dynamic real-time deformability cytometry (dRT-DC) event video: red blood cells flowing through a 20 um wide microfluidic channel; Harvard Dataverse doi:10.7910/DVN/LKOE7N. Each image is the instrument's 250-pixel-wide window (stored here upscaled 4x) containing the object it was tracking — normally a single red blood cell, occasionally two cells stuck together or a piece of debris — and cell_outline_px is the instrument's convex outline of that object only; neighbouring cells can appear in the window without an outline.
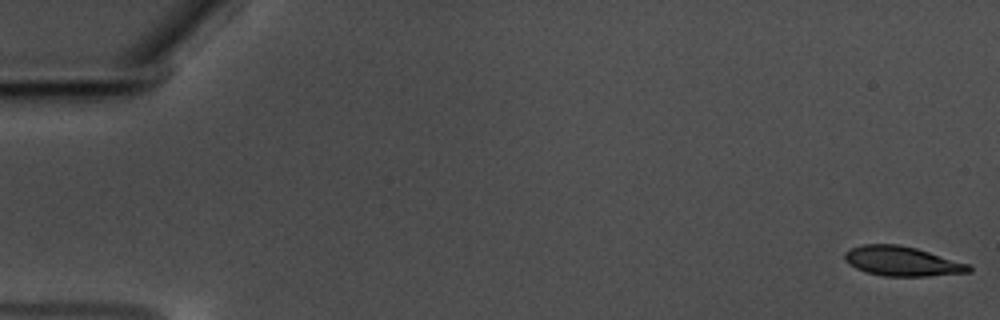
{"species": "common noctule bat (a hibernating species)", "species_latin": "Nyctalus noctula", "temperature_condition": "warm", "stored_images_in_passage": 58, "camera_frame_rate_fps": 3000, "um_per_image_px": 0.085, "animal": {"sex": "male", "body_mass_g": 17.5, "forearm_length_mm": 52.3}, "frame": {"image": 1, "passage_image": 1, "time_ms": 0.0, "image_size_px": [1000, 320], "cell_outline_px": [[972, 272], [928, 276], [884, 276], [868, 272], [856, 268], [848, 264], [844, 260], [844, 252], [852, 248], [864, 244], [896, 244], [916, 248], [968, 264], [972, 268]], "centroid_in_image_um": [76.66, 22.2], "position_along_channel_um": 8.3, "area_um2": 21.27}}
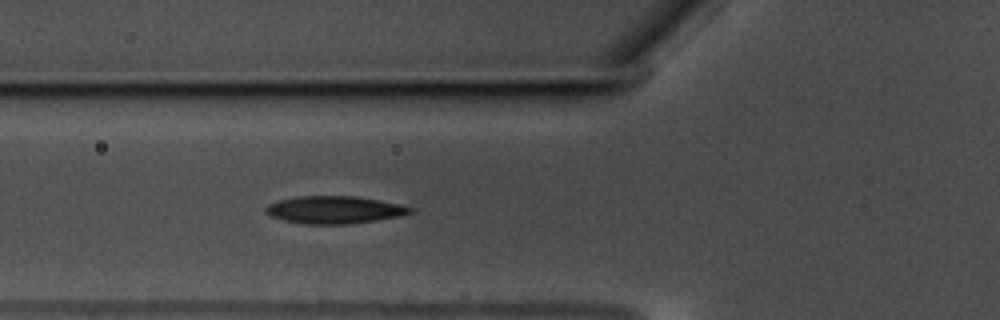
{"frame": {"image": 2, "passage_image": 22, "time_ms": 7.0, "image_size_px": [1000, 320], "cell_outline_px": [[416, 208], [412, 212], [400, 216], [376, 220], [348, 224], [304, 224], [284, 220], [272, 216], [264, 212], [264, 208], [268, 204], [280, 200], [296, 196], [352, 196], [380, 200], [400, 204]], "centroid_in_image_um": [28.43, 17.83], "position_along_channel_um": 97.4, "area_um2": 23.18}}
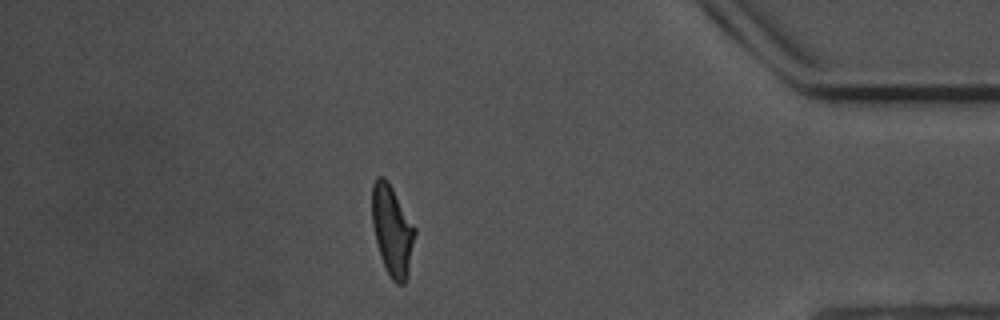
{"frame": {"image": 3, "passage_image": 51, "time_ms": 16.667, "image_size_px": [1000, 320], "cell_outline_px": [[416, 232], [408, 276], [404, 284], [396, 284], [392, 280], [380, 256], [372, 224], [372, 184], [376, 176], [384, 176], [388, 180], [416, 228]], "centroid_in_image_um": [33.34, 19.56], "position_along_channel_um": 401.9, "area_um2": 22.66}, "authors_computed_cell_mechanics": {"area_um2": 22.5998, "velocity_mm_per_s": 3.543, "shape_relaxation_time_tau1_ms": 4.4032, "shape_relaxation_time_tau2_ms": 1.9296, "deformation_change_tau1": 0.1835, "deformation_change_tau2": 0.0979}}